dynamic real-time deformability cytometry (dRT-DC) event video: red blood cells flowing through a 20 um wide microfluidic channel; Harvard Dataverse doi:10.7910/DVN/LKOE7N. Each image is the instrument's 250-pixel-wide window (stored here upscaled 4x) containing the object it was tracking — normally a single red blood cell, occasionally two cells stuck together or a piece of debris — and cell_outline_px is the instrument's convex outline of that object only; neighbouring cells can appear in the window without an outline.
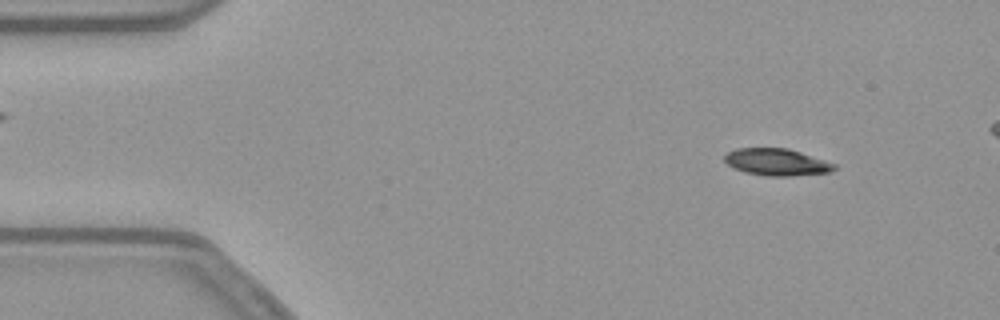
{"species": "common noctule bat (a hibernating species)", "species_latin": "Nyctalus noctula", "temperature_condition": "warm", "stored_images_in_passage": 50, "camera_frame_rate_fps": 3000, "um_per_image_px": 0.085, "animal": {"sex": "female", "body_mass_g": 21.9}, "frame": {"image": 1, "passage_image": 5, "time_ms": 1.333, "image_size_px": [1000, 320], "cell_outline_px": [[836, 168], [828, 172], [788, 176], [768, 176], [744, 172], [728, 164], [724, 160], [724, 156], [728, 152], [736, 148], [788, 148], [836, 164]], "centroid_in_image_um": [66.0, 13.77], "position_along_channel_um": 19.0, "area_um2": 16.99}}
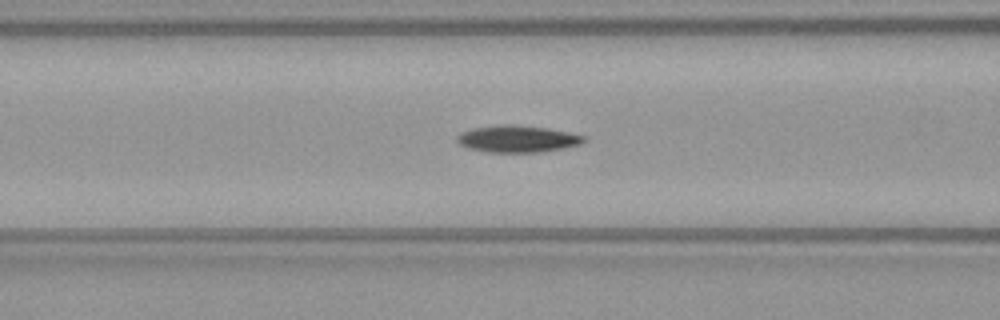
{"frame": {"image": 2, "passage_image": 20, "time_ms": 6.333, "image_size_px": [1000, 320], "cell_outline_px": [[584, 140], [580, 144], [564, 148], [540, 152], [484, 152], [468, 148], [460, 144], [456, 140], [456, 136], [464, 132], [476, 128], [504, 124], [508, 124], [548, 128], [568, 132], [584, 136]], "centroid_in_image_um": [43.98, 11.81], "position_along_channel_um": 122.6, "area_um2": 19.59}}
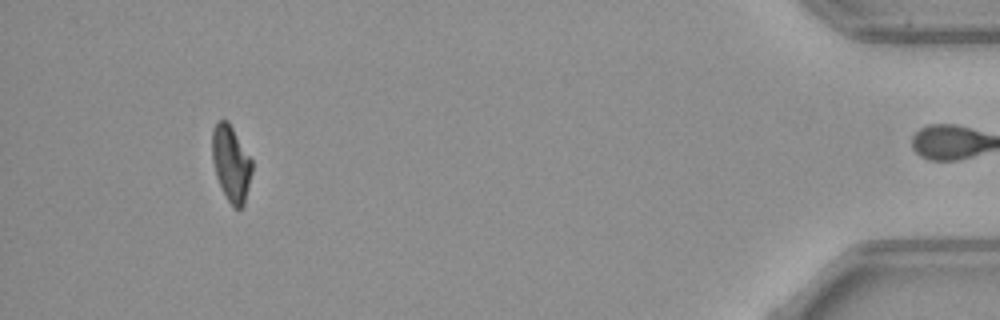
{"frame": {"image": 3, "passage_image": 49, "time_ms": 16.0, "image_size_px": [1000, 320], "cell_outline_px": [[252, 172], [244, 204], [240, 208], [232, 208], [216, 176], [212, 160], [212, 128], [216, 120], [228, 120], [252, 160]], "centroid_in_image_um": [19.63, 13.86], "position_along_channel_um": 415.6, "area_um2": 17.63}, "authors_computed_cell_mechanics": {"area_um2": 19.1029, "velocity_mm_per_s": 3.8045, "shape_relaxation_time_tau1_ms": 6.52, "shape_relaxation_time_tau2_ms": 11.153, "deformation_change_tau1": 0.1872, "deformation_change_tau2": 0.1611}}